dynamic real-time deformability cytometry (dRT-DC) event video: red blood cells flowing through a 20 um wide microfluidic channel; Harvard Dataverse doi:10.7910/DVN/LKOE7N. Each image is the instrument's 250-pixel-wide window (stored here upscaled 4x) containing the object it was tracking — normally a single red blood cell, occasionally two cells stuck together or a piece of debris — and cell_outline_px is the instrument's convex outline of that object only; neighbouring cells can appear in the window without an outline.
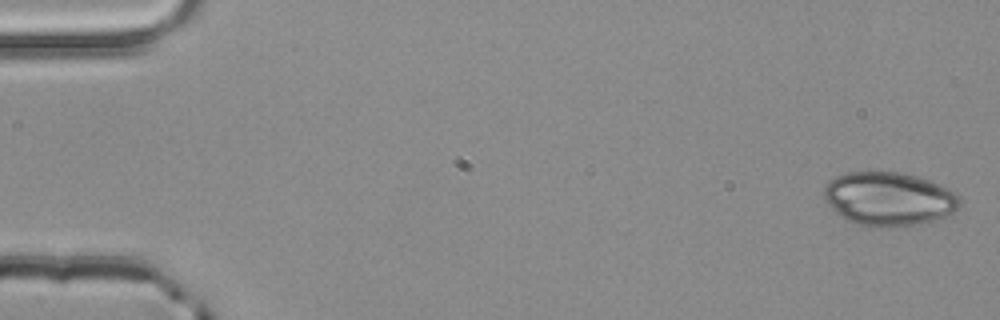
{"species": "common noctule bat (a hibernating species)", "species_latin": "Nyctalus noctula", "temperature_condition": "room temperature", "stored_images_in_passage": 3, "camera_frame_rate_fps": 3000, "um_per_image_px": 0.085, "animal": {"sex": "male", "body_mass_g": 20.4}, "frame": {"image": 1, "passage_image": 1, "time_ms": 0.0, "image_size_px": [1000, 320], "cell_outline_px": [[960, 204], [952, 212], [944, 216], [932, 220], [916, 224], [888, 228], [872, 228], [856, 224], [848, 220], [836, 212], [824, 200], [824, 188], [828, 180], [836, 176], [848, 172], [900, 172], [916, 176], [940, 184], [956, 192], [960, 196]], "centroid_in_image_um": [75.53, 16.9], "position_along_channel_um": 9.5, "area_um2": 42.6}}